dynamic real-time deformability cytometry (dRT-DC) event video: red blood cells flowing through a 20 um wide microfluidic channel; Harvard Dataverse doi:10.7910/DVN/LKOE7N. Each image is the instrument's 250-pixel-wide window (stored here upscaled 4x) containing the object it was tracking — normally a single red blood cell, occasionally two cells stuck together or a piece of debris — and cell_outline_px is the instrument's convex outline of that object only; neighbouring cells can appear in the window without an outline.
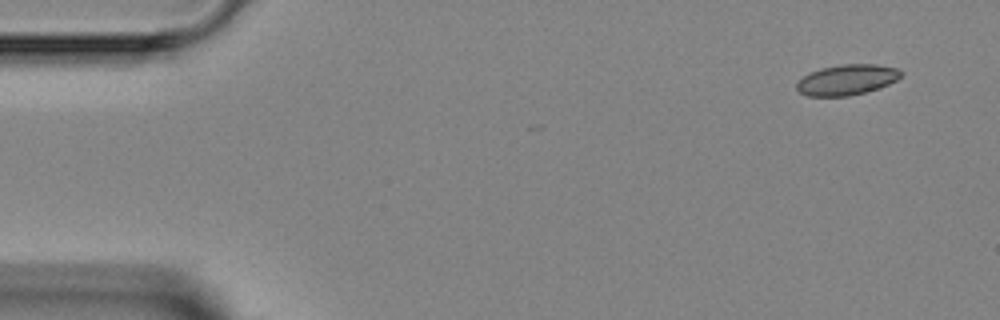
{"species": "Egyptian fruit bat (a non-hibernating species)", "species_latin": "Rousettus aegyptiacus", "temperature_condition": "room temperature", "stored_images_in_passage": 4, "camera_frame_rate_fps": 3000, "um_per_image_px": 0.085, "animal": {"sex": "female"}, "frame": {"image": 1, "passage_image": 1, "time_ms": 0.0, "image_size_px": [1000, 320], "cell_outline_px": [[904, 72], [896, 80], [880, 88], [848, 96], [808, 96], [800, 92], [796, 88], [796, 84], [804, 76], [820, 68], [840, 64], [876, 64], [896, 68]], "centroid_in_image_um": [72.0, 6.77], "position_along_channel_um": 13.0, "area_um2": 18.44}}